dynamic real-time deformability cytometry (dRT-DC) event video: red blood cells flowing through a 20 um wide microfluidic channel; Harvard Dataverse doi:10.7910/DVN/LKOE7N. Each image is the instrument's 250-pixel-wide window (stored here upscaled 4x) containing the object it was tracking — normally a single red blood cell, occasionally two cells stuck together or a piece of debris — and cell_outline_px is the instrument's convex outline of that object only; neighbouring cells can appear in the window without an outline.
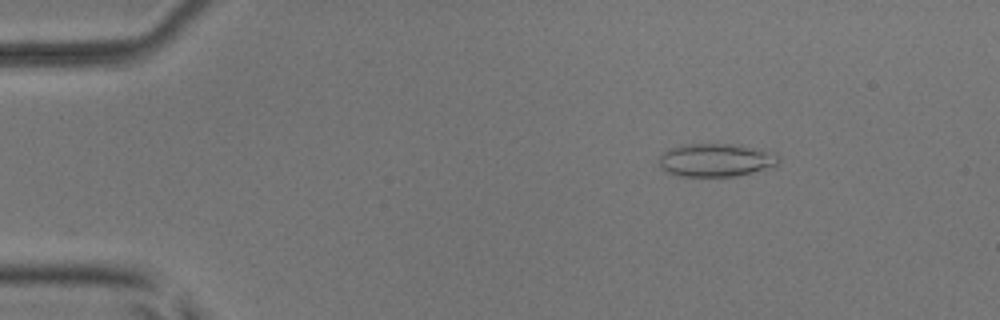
{"species": "common noctule bat (a hibernating species)", "species_latin": "Nyctalus noctula", "temperature_condition": "room temperature", "stored_images_in_passage": 3, "camera_frame_rate_fps": 3000, "um_per_image_px": 0.085, "animal": {"sex": "male", "body_mass_g": 17.9, "forearm_length_mm": 54.2}, "frame": {"image": 1, "passage_image": 3, "time_ms": 2.333, "image_size_px": [1000, 320], "cell_outline_px": [[780, 160], [776, 168], [736, 176], [680, 176], [668, 172], [660, 168], [660, 156], [664, 152], [680, 144], [732, 144], [772, 152], [780, 156]], "centroid_in_image_um": [60.91, 13.62], "position_along_channel_um": 24.1, "area_um2": 23.24}}